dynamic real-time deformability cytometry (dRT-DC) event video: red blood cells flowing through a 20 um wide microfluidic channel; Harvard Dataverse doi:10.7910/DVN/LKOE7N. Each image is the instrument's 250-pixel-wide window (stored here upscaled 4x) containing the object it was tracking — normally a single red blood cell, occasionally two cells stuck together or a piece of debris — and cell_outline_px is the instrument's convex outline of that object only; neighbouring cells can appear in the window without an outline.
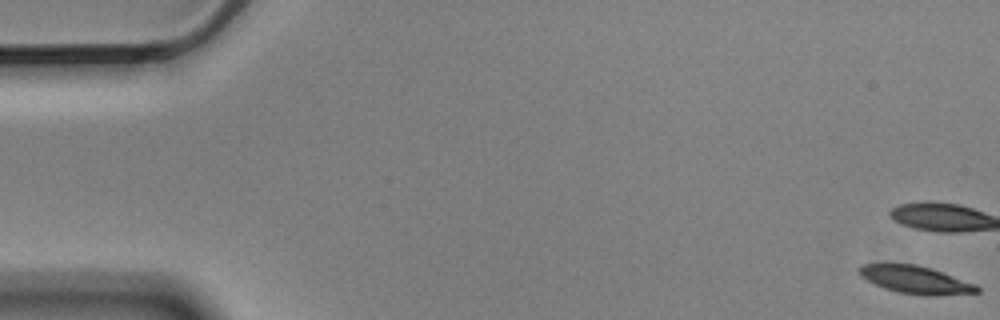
{"species": "Egyptian fruit bat (a non-hibernating species)", "species_latin": "Rousettus aegyptiacus", "temperature_condition": "cold", "stored_images_in_passage": 6, "camera_frame_rate_fps": 3000, "um_per_image_px": 0.085, "animal": {"sex": "male"}, "frame": {"image": 1, "passage_image": 1, "time_ms": 0.0, "image_size_px": [1000, 320], "cell_outline_px": [[980, 292], [936, 296], [924, 296], [896, 292], [884, 288], [860, 276], [856, 272], [856, 268], [860, 264], [916, 264], [932, 268], [976, 284], [980, 288]], "centroid_in_image_um": [77.82, 23.78], "position_along_channel_um": 7.2, "area_um2": 19.31}}